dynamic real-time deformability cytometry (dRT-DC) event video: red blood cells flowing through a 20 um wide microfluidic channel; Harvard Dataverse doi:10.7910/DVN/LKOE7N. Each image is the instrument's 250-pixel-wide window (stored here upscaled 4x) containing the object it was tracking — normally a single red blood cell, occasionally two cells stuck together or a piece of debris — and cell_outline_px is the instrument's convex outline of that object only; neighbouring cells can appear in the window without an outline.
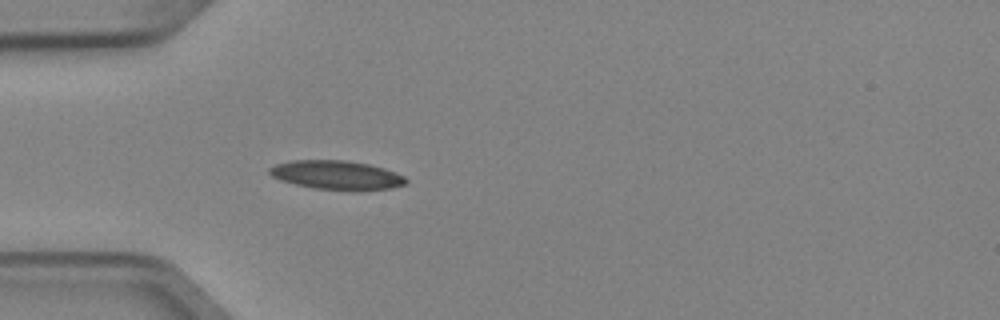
{"species": "Egyptian fruit bat (a non-hibernating species)", "species_latin": "Rousettus aegyptiacus", "temperature_condition": "cold", "stored_images_in_passage": 1, "camera_frame_rate_fps": 3000, "um_per_image_px": 0.085, "animal": {"sex": "female"}, "frame": {"image": 1, "passage_image": 1, "time_ms": 0.0, "image_size_px": [1000, 320], "cell_outline_px": [[408, 184], [392, 188], [316, 188], [296, 184], [280, 180], [272, 176], [268, 172], [268, 168], [276, 164], [292, 160], [344, 160], [368, 164], [384, 168], [396, 172], [404, 176], [408, 180]], "centroid_in_image_um": [28.59, 14.84], "position_along_channel_um": 56.4, "area_um2": 22.31}}